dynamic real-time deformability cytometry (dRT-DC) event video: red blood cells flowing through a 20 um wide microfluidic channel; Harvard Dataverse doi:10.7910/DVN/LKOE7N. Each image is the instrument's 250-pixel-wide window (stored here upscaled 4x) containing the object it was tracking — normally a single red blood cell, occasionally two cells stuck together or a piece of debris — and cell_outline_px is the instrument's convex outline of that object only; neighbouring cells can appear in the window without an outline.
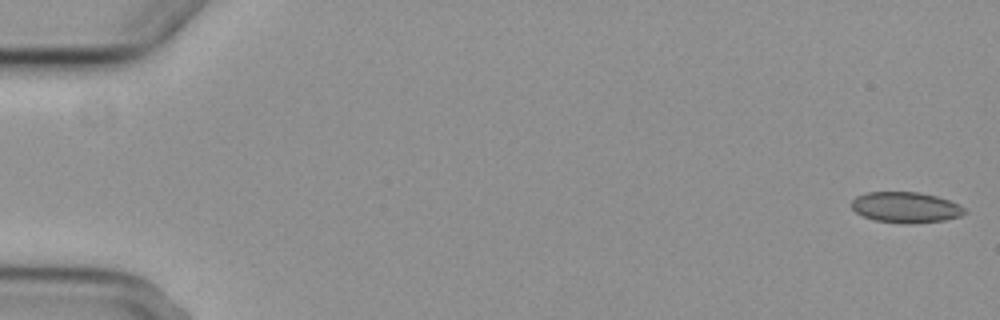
{"species": "common noctule bat (a hibernating species)", "species_latin": "Nyctalus noctula", "temperature_condition": "cold", "stored_images_in_passage": 7, "camera_frame_rate_fps": 3000, "um_per_image_px": 0.085, "animal": {"sex": "female", "body_mass_g": 29.2, "forearm_length_mm": 56.3}, "frame": {"image": 1, "passage_image": 1, "time_ms": 0.0, "image_size_px": [1000, 320], "cell_outline_px": [[968, 212], [960, 216], [944, 220], [912, 224], [908, 224], [876, 220], [864, 216], [856, 212], [852, 208], [852, 200], [856, 196], [868, 192], [920, 192], [936, 196], [960, 204]], "centroid_in_image_um": [77.01, 17.62], "position_along_channel_um": 8.0, "area_um2": 20.23}}
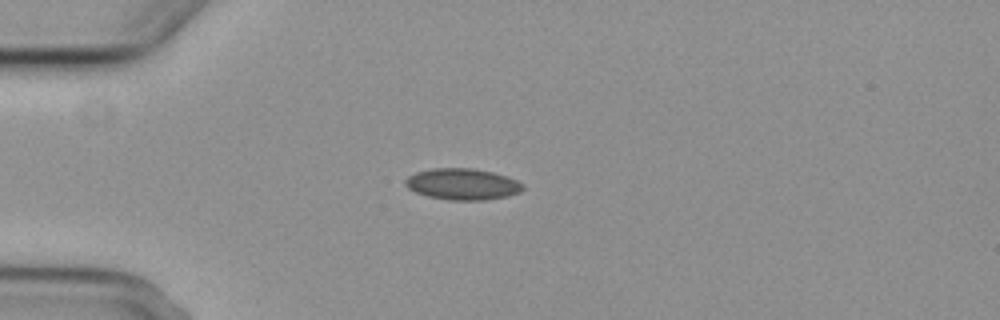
{"frame": {"image": 2, "passage_image": 5, "time_ms": 4.667, "image_size_px": [1000, 320], "cell_outline_px": [[524, 188], [520, 192], [508, 196], [484, 200], [448, 200], [428, 196], [416, 192], [408, 188], [404, 184], [404, 180], [408, 176], [416, 172], [432, 168], [472, 168], [492, 172], [508, 176], [524, 184]], "centroid_in_image_um": [39.32, 15.65], "position_along_channel_um": 45.7, "area_um2": 21.56}}
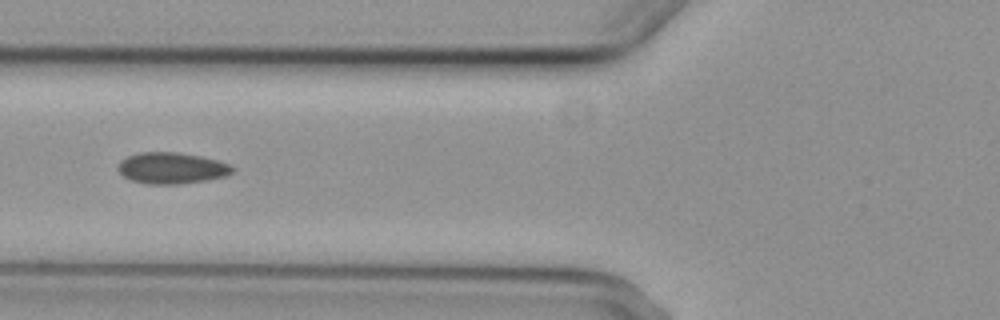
{"frame": {"image": 3, "passage_image": 7, "time_ms": 7.0, "image_size_px": [1000, 320], "cell_outline_px": [[236, 168], [228, 176], [208, 180], [180, 184], [144, 184], [128, 180], [116, 168], [120, 160], [128, 156], [144, 152], [176, 152], [200, 156], [216, 160], [228, 164]], "centroid_in_image_um": [14.58, 14.3], "position_along_channel_um": 111.2, "area_um2": 21.04}}